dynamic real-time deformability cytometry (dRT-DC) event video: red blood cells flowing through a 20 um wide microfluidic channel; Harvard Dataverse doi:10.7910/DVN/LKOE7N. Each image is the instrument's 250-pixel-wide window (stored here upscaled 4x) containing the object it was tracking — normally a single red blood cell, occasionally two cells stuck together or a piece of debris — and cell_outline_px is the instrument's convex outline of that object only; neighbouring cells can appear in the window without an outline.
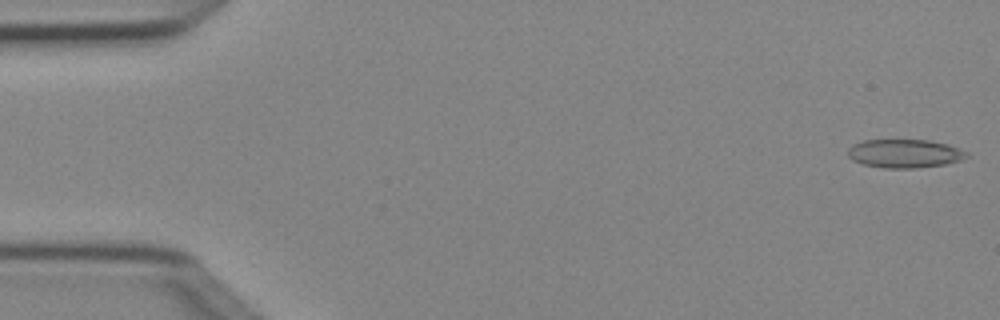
{"species": "Egyptian fruit bat (a non-hibernating species)", "species_latin": "Rousettus aegyptiacus", "temperature_condition": "cold", "stored_images_in_passage": 5, "camera_frame_rate_fps": 3000, "um_per_image_px": 0.085, "animal": {"sex": "female"}, "frame": {"image": 1, "passage_image": 1, "time_ms": 0.0, "image_size_px": [1000, 320], "cell_outline_px": [[968, 156], [960, 160], [944, 164], [912, 168], [884, 168], [864, 164], [852, 160], [848, 156], [848, 148], [864, 140], [928, 140], [948, 144], [960, 148], [968, 152]], "centroid_in_image_um": [76.91, 13.04], "position_along_channel_um": 8.1, "area_um2": 19.59}}
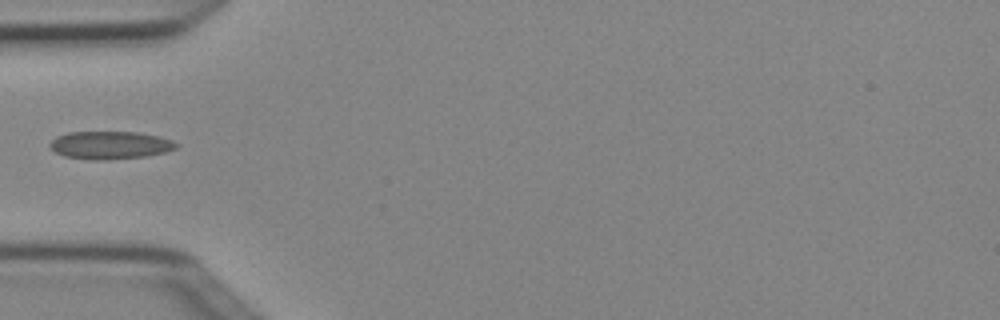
{"frame": {"image": 2, "passage_image": 4, "time_ms": 1.0, "image_size_px": [1000, 320], "cell_outline_px": [[180, 144], [176, 148], [164, 152], [148, 156], [104, 160], [92, 160], [64, 156], [56, 152], [48, 144], [56, 136], [68, 132], [136, 132], [160, 136], [172, 140]], "centroid_in_image_um": [9.37, 12.33], "position_along_channel_um": 75.6, "area_um2": 20.58}}
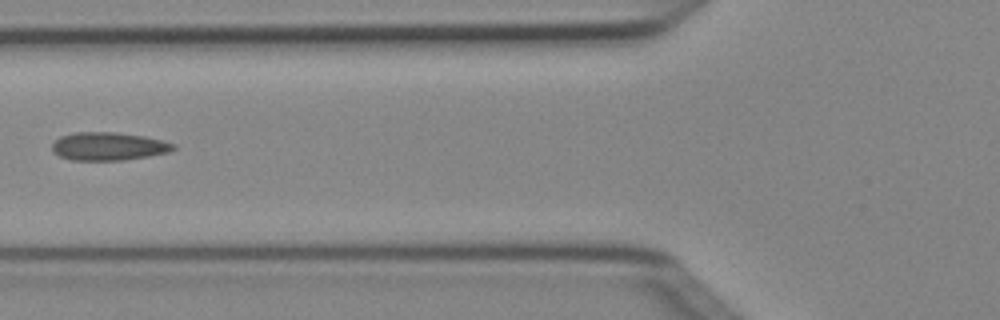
{"frame": {"image": 3, "passage_image": 5, "time_ms": 1.333, "image_size_px": [1000, 320], "cell_outline_px": [[176, 148], [168, 152], [148, 156], [124, 160], [72, 160], [60, 156], [52, 152], [52, 144], [60, 136], [72, 132], [116, 132], [144, 136], [176, 144]], "centroid_in_image_um": [9.2, 12.43], "position_along_channel_um": 116.6, "area_um2": 19.88}}